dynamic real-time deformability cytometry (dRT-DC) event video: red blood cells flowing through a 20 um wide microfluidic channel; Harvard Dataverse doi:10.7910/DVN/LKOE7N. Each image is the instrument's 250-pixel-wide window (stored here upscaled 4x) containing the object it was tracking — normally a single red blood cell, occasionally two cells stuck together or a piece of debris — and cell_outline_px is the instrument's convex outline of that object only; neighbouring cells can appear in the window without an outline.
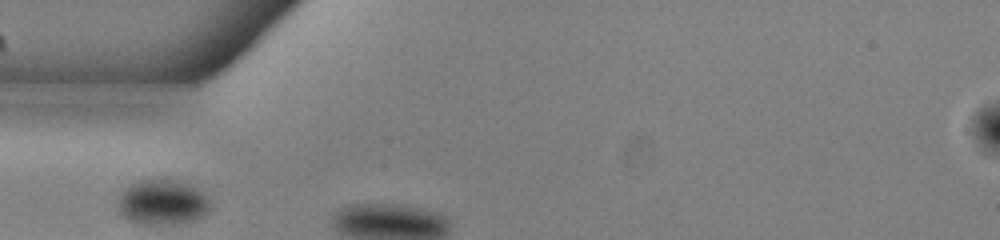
{"species": "common noctule bat (a hibernating species)", "species_latin": "Nyctalus noctula", "temperature_condition": "warm", "stored_images_in_passage": 6, "camera_frame_rate_fps": 3000, "um_per_image_px": 0.085, "animal": {"sex": "male", "body_mass_g": 13.0, "forearm_length_mm": 53.1}, "frame": {"image": 1, "passage_image": 1, "time_ms": 0.0, "image_size_px": [1000, 240], "cell_outline_px": [[212, 208], [208, 212], [192, 220], [176, 224], [140, 224], [128, 220], [120, 212], [116, 204], [124, 188], [128, 184], [136, 180], [176, 180], [192, 184], [204, 192], [212, 204]], "centroid_in_image_um": [13.81, 17.18], "position_along_channel_um": 71.2, "area_um2": 24.68}}